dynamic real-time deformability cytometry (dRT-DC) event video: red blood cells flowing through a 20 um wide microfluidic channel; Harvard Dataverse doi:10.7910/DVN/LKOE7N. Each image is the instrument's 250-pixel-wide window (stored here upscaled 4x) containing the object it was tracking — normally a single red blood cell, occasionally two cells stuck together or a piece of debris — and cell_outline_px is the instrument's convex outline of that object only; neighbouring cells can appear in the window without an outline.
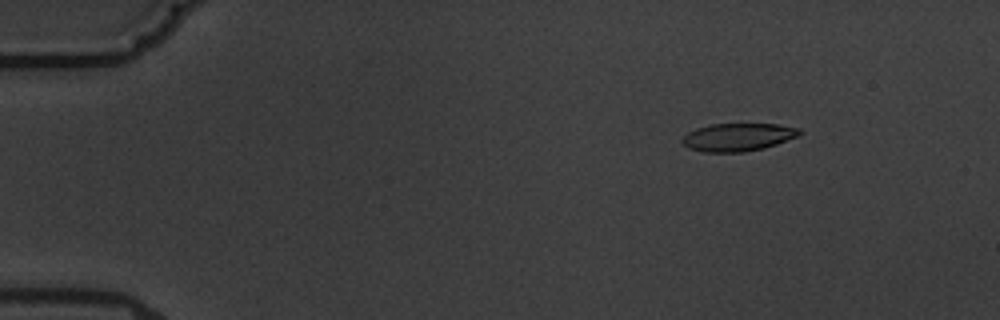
{"species": "common noctule bat (a hibernating species)", "species_latin": "Nyctalus noctula", "temperature_condition": "warm", "stored_images_in_passage": 6, "camera_frame_rate_fps": 3000, "um_per_image_px": 0.085, "animal": {"sex": "male", "body_mass_g": 19.5, "forearm_length_mm": 54.6}, "frame": {"image": 1, "passage_image": 3, "time_ms": 2.333, "image_size_px": [1000, 320], "cell_outline_px": [[804, 132], [800, 136], [764, 148], [744, 152], [704, 152], [688, 148], [680, 140], [688, 132], [696, 128], [712, 124], [776, 124], [800, 128]], "centroid_in_image_um": [62.76, 11.65], "position_along_channel_um": 22.2, "area_um2": 19.19}}
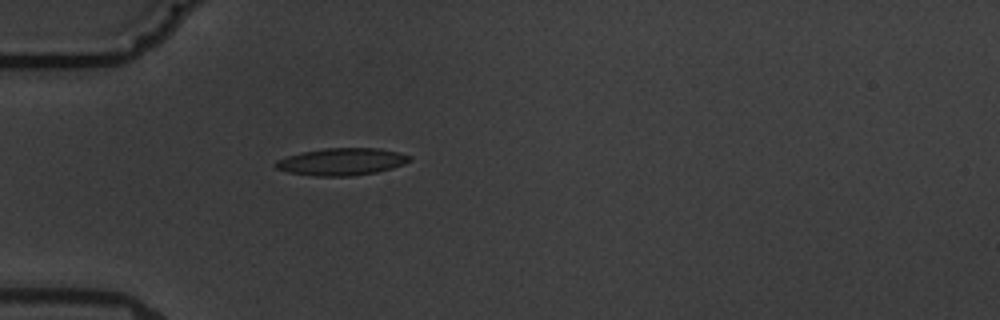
{"frame": {"image": 2, "passage_image": 6, "time_ms": 5.667, "image_size_px": [1000, 320], "cell_outline_px": [[412, 160], [404, 164], [392, 168], [376, 172], [352, 176], [312, 176], [288, 172], [276, 168], [272, 164], [276, 160], [300, 152], [324, 148], [380, 148], [412, 156]], "centroid_in_image_um": [29.02, 13.74], "position_along_channel_um": 56.0, "area_um2": 21.39}}